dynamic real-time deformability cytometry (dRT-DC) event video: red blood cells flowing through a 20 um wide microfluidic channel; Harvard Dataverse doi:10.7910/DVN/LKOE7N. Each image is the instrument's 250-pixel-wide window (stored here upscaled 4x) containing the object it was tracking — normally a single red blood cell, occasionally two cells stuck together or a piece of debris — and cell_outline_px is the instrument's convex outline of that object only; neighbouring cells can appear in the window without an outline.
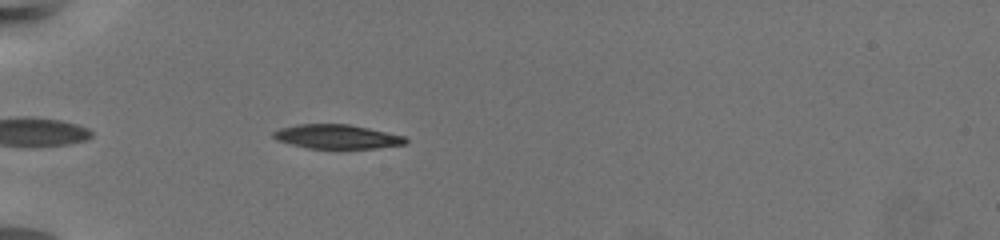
{"species": "common noctule bat (a hibernating species)", "species_latin": "Nyctalus noctula", "temperature_condition": "warm", "stored_images_in_passage": 41, "camera_frame_rate_fps": 3000, "um_per_image_px": 0.085, "animal": {"sex": "female", "body_mass_g": 19.5, "forearm_length_mm": 54.1}, "frame": {"image": 1, "passage_image": 2, "time_ms": 0.333, "image_size_px": [1000, 240], "cell_outline_px": [[408, 144], [376, 148], [308, 148], [276, 140], [272, 136], [272, 132], [280, 128], [300, 124], [348, 124], [404, 136], [408, 140]], "centroid_in_image_um": [28.64, 11.62], "position_along_channel_um": 56.4, "area_um2": 18.44}}
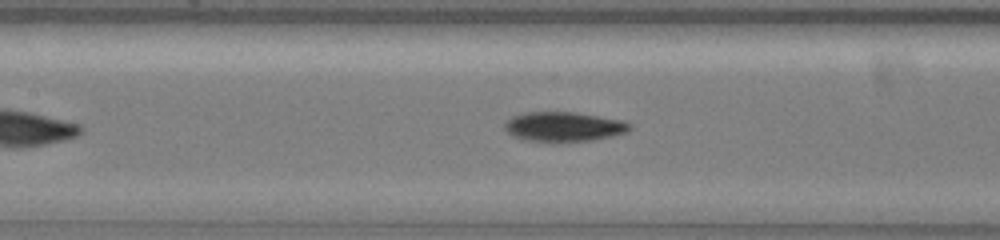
{"frame": {"image": 2, "passage_image": 13, "time_ms": 4.0, "image_size_px": [1000, 240], "cell_outline_px": [[632, 128], [628, 132], [596, 140], [560, 144], [548, 144], [524, 140], [512, 136], [504, 128], [504, 124], [512, 116], [528, 112], [572, 112], [620, 120], [628, 124]], "centroid_in_image_um": [47.87, 10.83], "position_along_channel_um": 159.5, "area_um2": 22.2}}
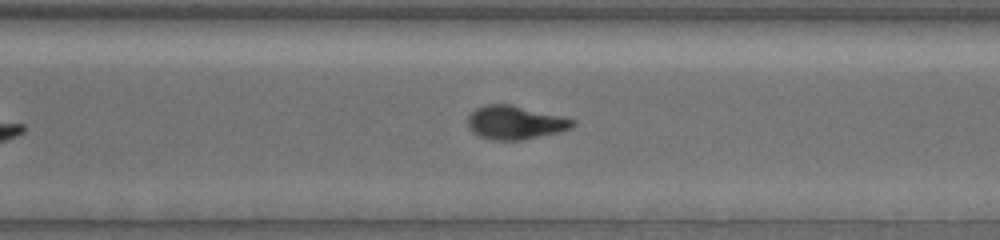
{"frame": {"image": 3, "passage_image": 28, "time_ms": 9.0, "image_size_px": [1000, 240], "cell_outline_px": [[576, 124], [572, 128], [560, 132], [524, 140], [492, 140], [480, 136], [472, 132], [468, 128], [468, 116], [476, 108], [488, 104], [512, 104], [572, 120]], "centroid_in_image_um": [43.75, 10.43], "position_along_channel_um": 326.9, "area_um2": 20.35}, "authors_computed_cell_mechanics": {"area_um2": 20.2878, "velocity_mm_per_s": 3.3551, "shape_relaxation_time_tau1_ms": 3.7833, "shape_relaxation_time_tau2_ms": 2.7542, "deformation_change_tau1": 0.1822, "deformation_change_tau2": 0.0821}}